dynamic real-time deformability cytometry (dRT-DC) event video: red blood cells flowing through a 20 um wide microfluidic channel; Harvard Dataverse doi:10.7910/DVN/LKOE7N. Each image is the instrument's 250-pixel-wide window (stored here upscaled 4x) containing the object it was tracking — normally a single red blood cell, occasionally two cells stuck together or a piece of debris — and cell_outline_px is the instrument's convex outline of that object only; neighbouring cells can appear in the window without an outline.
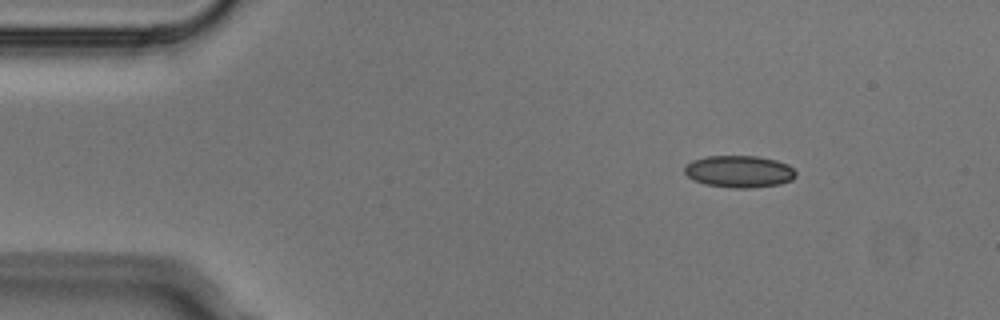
{"species": "Egyptian fruit bat (a non-hibernating species)", "species_latin": "Rousettus aegyptiacus", "temperature_condition": "cold", "stored_images_in_passage": 5, "camera_frame_rate_fps": 3000, "um_per_image_px": 0.085, "animal": {"sex": "male"}, "frame": {"image": 1, "passage_image": 2, "time_ms": 0.333, "image_size_px": [1000, 320], "cell_outline_px": [[796, 176], [792, 180], [780, 184], [752, 188], [732, 188], [704, 184], [688, 176], [684, 172], [684, 168], [692, 160], [708, 156], [756, 156], [776, 160], [788, 164], [796, 172]], "centroid_in_image_um": [62.86, 14.58], "position_along_channel_um": 22.1, "area_um2": 20.75}}